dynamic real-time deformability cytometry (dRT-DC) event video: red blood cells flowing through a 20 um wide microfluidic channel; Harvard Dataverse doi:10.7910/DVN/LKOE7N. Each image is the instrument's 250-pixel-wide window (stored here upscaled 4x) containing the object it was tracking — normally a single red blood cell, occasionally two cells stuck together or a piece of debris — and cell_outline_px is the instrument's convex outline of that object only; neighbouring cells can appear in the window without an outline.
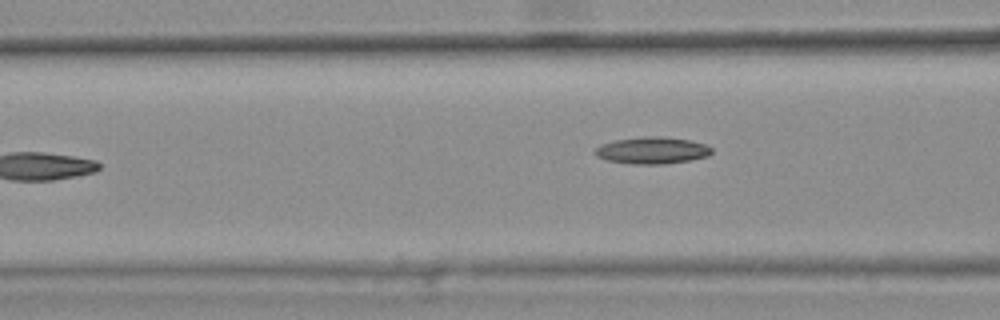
{"species": "common noctule bat (a hibernating species)", "species_latin": "Nyctalus noctula", "temperature_condition": "warm", "stored_images_in_passage": 6, "camera_frame_rate_fps": 3000, "um_per_image_px": 0.085, "animal": {"sex": "female", "body_mass_g": 25.1}, "frame": {"image": 1, "passage_image": 6, "time_ms": 1.667, "image_size_px": [1000, 320], "cell_outline_px": [[712, 152], [708, 156], [688, 160], [664, 164], [632, 164], [608, 160], [596, 156], [592, 152], [600, 144], [616, 140], [644, 136], [664, 136], [688, 140], [704, 144], [712, 148]], "centroid_in_image_um": [55.4, 12.78], "position_along_channel_um": 111.2, "area_um2": 18.21}}